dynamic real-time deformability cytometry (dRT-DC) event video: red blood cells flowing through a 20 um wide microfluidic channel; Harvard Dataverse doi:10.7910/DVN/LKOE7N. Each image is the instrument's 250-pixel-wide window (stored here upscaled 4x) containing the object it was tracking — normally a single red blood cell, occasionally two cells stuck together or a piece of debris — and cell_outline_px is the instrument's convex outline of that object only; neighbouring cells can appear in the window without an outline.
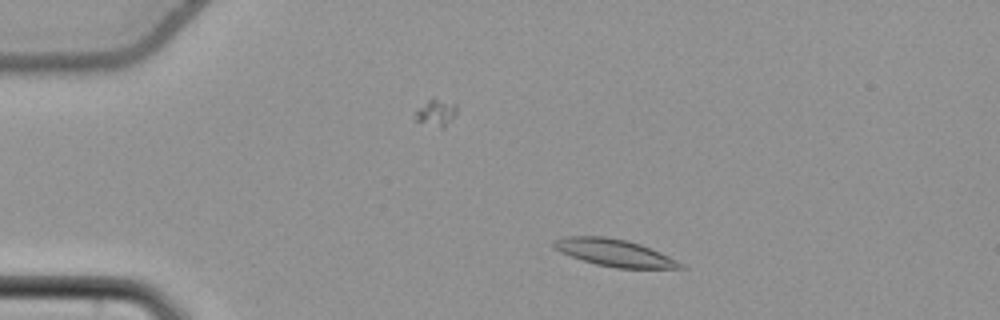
{"species": "common noctule bat (a hibernating species)", "species_latin": "Nyctalus noctula", "temperature_condition": "cold", "stored_images_in_passage": 51, "camera_frame_rate_fps": 3000, "um_per_image_px": 0.085, "animal": {"sex": "female", "body_mass_g": 22.7, "forearm_length_mm": 54.2}, "frame": {"image": 1, "passage_image": 7, "time_ms": 2.0, "image_size_px": [1000, 320], "cell_outline_px": [[688, 268], [616, 268], [596, 264], [560, 252], [552, 248], [552, 240], [564, 236], [604, 236], [628, 240], [640, 244], [660, 252], [684, 264]], "centroid_in_image_um": [52.19, 21.47], "position_along_channel_um": 32.8, "area_um2": 20.06}}
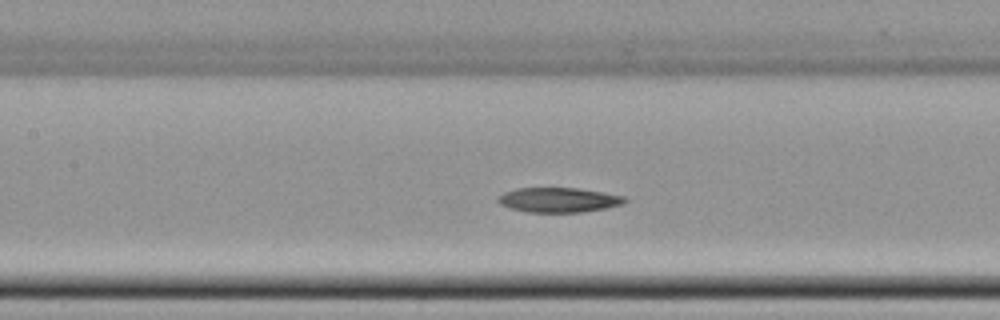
{"frame": {"image": 2, "passage_image": 22, "time_ms": 7.0, "image_size_px": [1000, 320], "cell_outline_px": [[628, 200], [624, 204], [604, 208], [580, 212], [528, 212], [512, 208], [500, 204], [496, 200], [504, 192], [516, 188], [580, 188], [604, 192], [624, 196]], "centroid_in_image_um": [47.51, 16.98], "position_along_channel_um": 159.9, "area_um2": 18.21}}
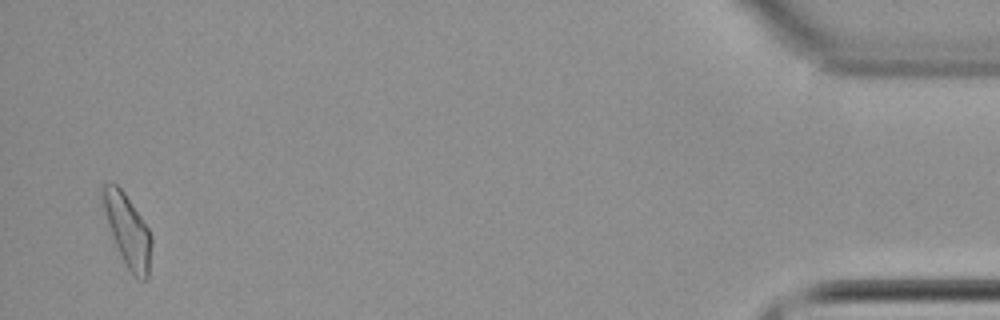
{"frame": {"image": 3, "passage_image": 50, "time_ms": 16.333, "image_size_px": [1000, 320], "cell_outline_px": [[152, 244], [148, 276], [144, 280], [136, 276], [128, 268], [112, 236], [108, 224], [100, 196], [100, 184], [116, 184], [124, 192], [148, 228], [152, 236]], "centroid_in_image_um": [10.83, 19.53], "position_along_channel_um": 424.4, "area_um2": 20.0}}